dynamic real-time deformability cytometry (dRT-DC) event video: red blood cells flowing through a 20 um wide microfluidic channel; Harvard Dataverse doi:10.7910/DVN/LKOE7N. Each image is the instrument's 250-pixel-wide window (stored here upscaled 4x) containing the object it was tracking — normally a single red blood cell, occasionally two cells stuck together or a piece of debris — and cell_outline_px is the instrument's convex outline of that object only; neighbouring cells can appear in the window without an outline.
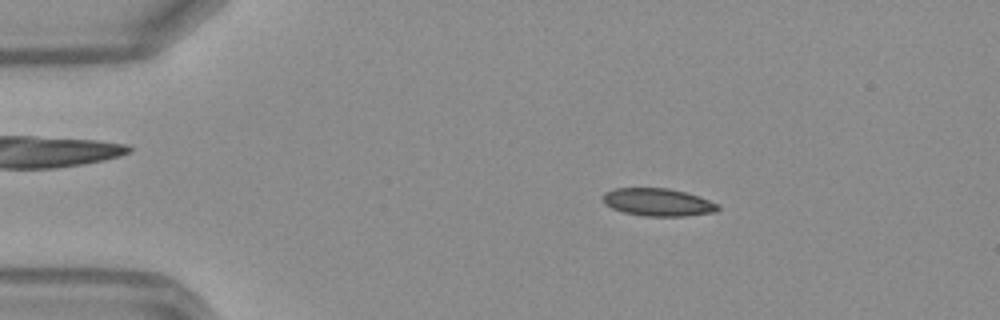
{"species": "Egyptian fruit bat (a non-hibernating species)", "species_latin": "Rousettus aegyptiacus", "temperature_condition": "warm", "stored_images_in_passage": 48, "camera_frame_rate_fps": 3000, "um_per_image_px": 0.085, "frame": {"image": 1, "passage_image": 8, "time_ms": 2.333, "image_size_px": [1000, 320], "cell_outline_px": [[720, 208], [716, 212], [684, 216], [644, 216], [624, 212], [612, 208], [604, 204], [600, 196], [604, 192], [612, 188], [668, 188], [700, 196], [720, 204]], "centroid_in_image_um": [55.91, 17.18], "position_along_channel_um": 29.1, "area_um2": 18.84}}
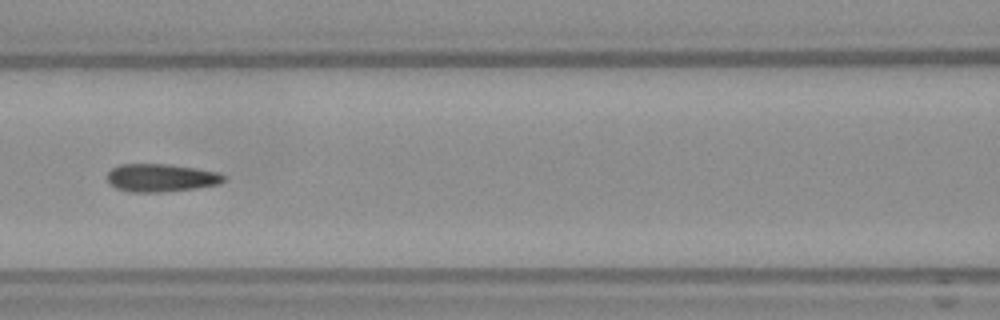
{"frame": {"image": 2, "passage_image": 21, "time_ms": 6.667, "image_size_px": [1000, 320], "cell_outline_px": [[224, 180], [220, 184], [196, 188], [164, 192], [128, 192], [116, 188], [108, 180], [108, 172], [112, 168], [120, 164], [168, 164], [196, 168], [220, 172], [224, 176]], "centroid_in_image_um": [13.7, 15.11], "position_along_channel_um": 152.9, "area_um2": 19.02}}
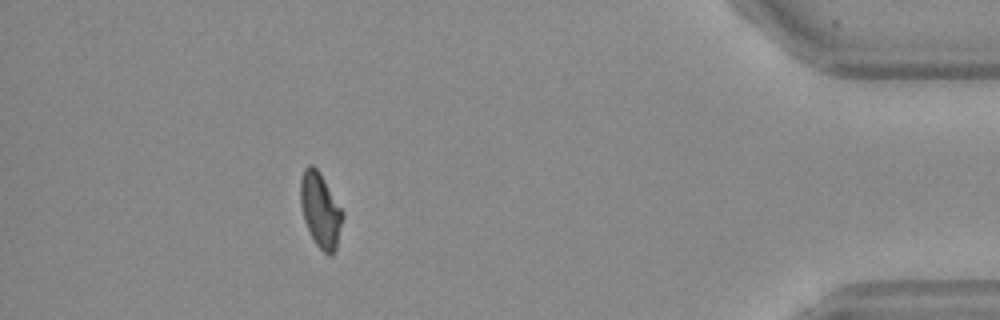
{"frame": {"image": 3, "passage_image": 43, "time_ms": 14.0, "image_size_px": [1000, 320], "cell_outline_px": [[344, 216], [336, 248], [332, 256], [328, 256], [316, 244], [304, 220], [300, 204], [300, 180], [304, 168], [308, 164], [312, 164], [320, 172], [344, 212]], "centroid_in_image_um": [27.24, 17.84], "position_along_channel_um": 408.0, "area_um2": 18.44}, "authors_computed_cell_mechanics": {"area_um2": 18.7561, "velocity_mm_per_s": 4.184, "shape_relaxation_time_tau1_ms": 7.0028, "shape_relaxation_time_tau2_ms": 1.3456, "deformation_change_tau1": 0.1947, "deformation_change_tau2": 0.0744}}